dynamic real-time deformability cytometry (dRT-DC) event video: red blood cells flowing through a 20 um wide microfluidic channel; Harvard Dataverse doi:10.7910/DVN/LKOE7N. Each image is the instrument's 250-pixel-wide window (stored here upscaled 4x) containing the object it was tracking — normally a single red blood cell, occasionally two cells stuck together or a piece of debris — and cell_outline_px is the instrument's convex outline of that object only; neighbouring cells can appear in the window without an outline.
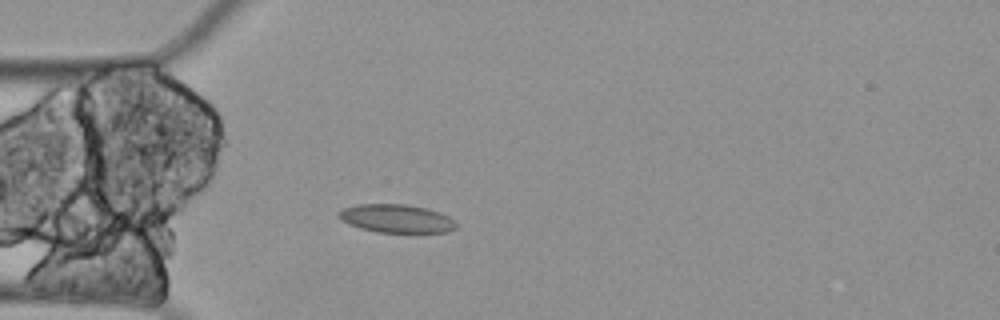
{"species": "Egyptian fruit bat (a non-hibernating species)", "species_latin": "Rousettus aegyptiacus", "temperature_condition": "cold", "stored_images_in_passage": 5, "camera_frame_rate_fps": 3000, "um_per_image_px": 0.085, "animal": {"sex": "female"}, "frame": {"image": 1, "passage_image": 5, "time_ms": 1.333, "image_size_px": [1000, 320], "cell_outline_px": [[456, 228], [448, 232], [376, 232], [360, 228], [348, 224], [340, 216], [340, 212], [344, 208], [356, 204], [404, 204], [424, 208], [440, 212], [448, 216], [456, 224]], "centroid_in_image_um": [33.71, 18.58], "position_along_channel_um": 51.3, "area_um2": 19.07}}